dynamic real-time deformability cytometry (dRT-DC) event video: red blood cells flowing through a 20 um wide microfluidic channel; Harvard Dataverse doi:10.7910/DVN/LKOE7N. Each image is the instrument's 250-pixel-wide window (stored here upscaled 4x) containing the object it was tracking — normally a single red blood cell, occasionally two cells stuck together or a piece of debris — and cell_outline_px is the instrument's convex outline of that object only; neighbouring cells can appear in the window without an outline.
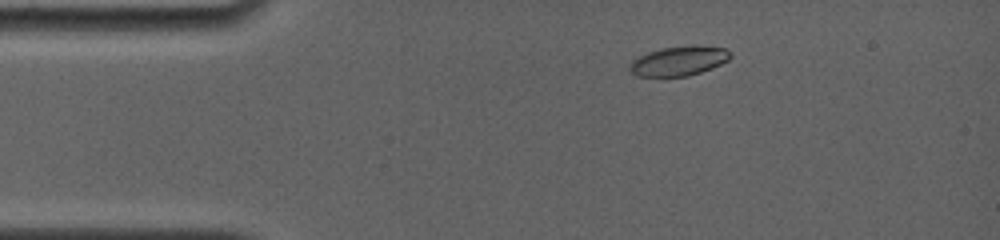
{"species": "common noctule bat (a hibernating species)", "species_latin": "Nyctalus noctula", "temperature_condition": "room temperature", "stored_images_in_passage": 35, "camera_frame_rate_fps": 4000, "um_per_image_px": 0.085, "animal": {"sex": "female", "body_mass_g": 19.0, "forearm_length_mm": 56.7}, "frame": {"image": 1, "passage_image": 6, "time_ms": 2.0, "image_size_px": [1000, 240], "cell_outline_px": [[732, 56], [728, 60], [712, 68], [688, 76], [636, 76], [628, 68], [628, 64], [632, 60], [648, 52], [660, 48], [724, 48], [732, 52]], "centroid_in_image_um": [57.64, 5.23], "position_along_channel_um": 27.4, "area_um2": 16.59}}
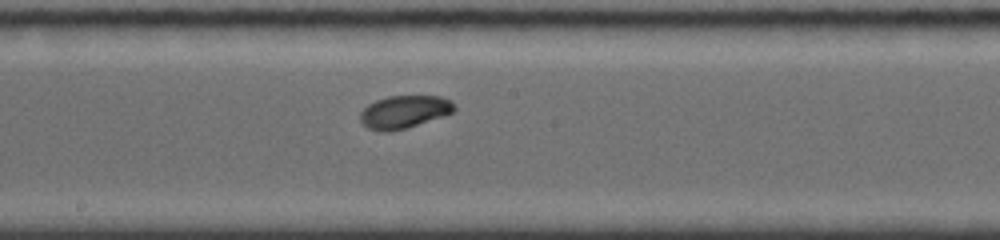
{"frame": {"image": 2, "passage_image": 19, "time_ms": 8.25, "image_size_px": [1000, 240], "cell_outline_px": [[456, 108], [452, 112], [404, 128], [388, 132], [380, 132], [368, 128], [360, 120], [360, 112], [368, 104], [376, 100], [388, 96], [440, 96], [452, 100], [456, 104]], "centroid_in_image_um": [34.33, 9.49], "position_along_channel_um": 213.9, "area_um2": 17.74}}
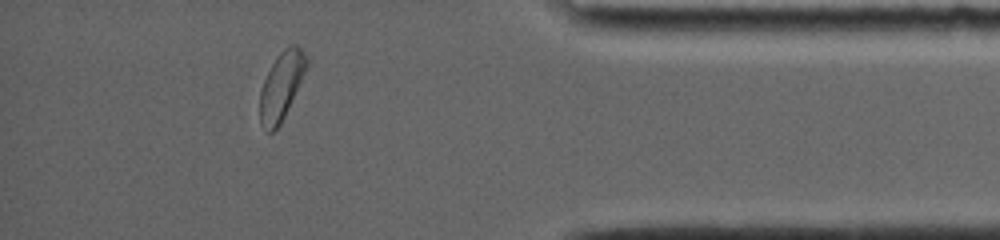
{"frame": {"image": 3, "passage_image": 31, "time_ms": 14.0, "image_size_px": [1000, 240], "cell_outline_px": [[308, 64], [284, 116], [280, 124], [272, 132], [268, 132], [260, 124], [260, 88], [272, 64], [280, 52], [288, 44], [296, 44], [304, 52], [308, 60]], "centroid_in_image_um": [23.9, 7.28], "position_along_channel_um": 411.3, "area_um2": 18.03}, "authors_computed_cell_mechanics": {"area_um2": 17.7446, "velocity_mm_per_s": 3.77, "shape_relaxation_time_tau1_ms": 1.4545, "shape_relaxation_time_tau2_ms": null, "deformation_change_tau1": 0.0867, "deformation_change_tau2": null}}